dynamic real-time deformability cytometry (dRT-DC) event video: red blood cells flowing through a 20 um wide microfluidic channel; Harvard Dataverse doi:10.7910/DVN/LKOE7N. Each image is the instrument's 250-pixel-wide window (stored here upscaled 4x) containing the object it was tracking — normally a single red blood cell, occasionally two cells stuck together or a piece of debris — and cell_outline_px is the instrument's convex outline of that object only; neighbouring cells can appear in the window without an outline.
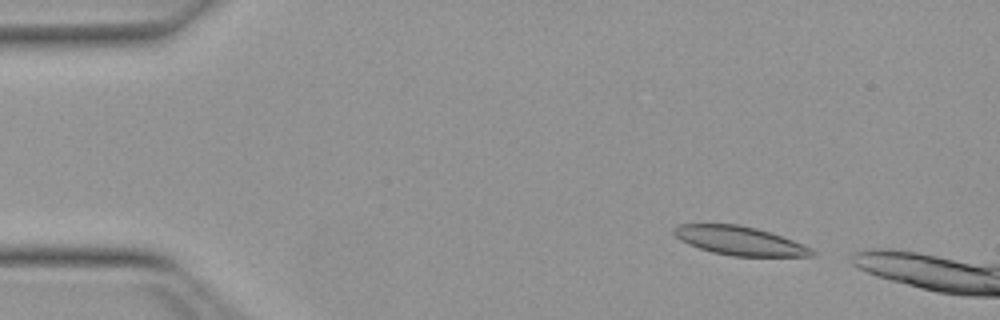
{"species": "Egyptian fruit bat (a non-hibernating species)", "species_latin": "Rousettus aegyptiacus", "temperature_condition": "warm", "stored_images_in_passage": 48, "camera_frame_rate_fps": 3000, "um_per_image_px": 0.085, "animal": {"sex": "female"}, "frame": {"image": 1, "passage_image": 2, "time_ms": 0.333, "image_size_px": [1000, 320], "cell_outline_px": [[820, 256], [732, 256], [712, 252], [688, 244], [680, 240], [672, 232], [672, 228], [680, 224], [736, 224], [756, 228], [792, 240], [812, 248]], "centroid_in_image_um": [62.87, 20.47], "position_along_channel_um": 22.1, "area_um2": 23.06}}
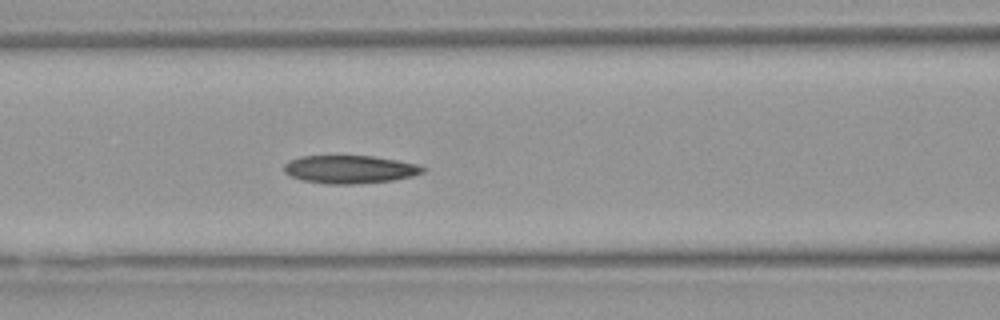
{"frame": {"image": 2, "passage_image": 17, "time_ms": 5.333, "image_size_px": [1000, 320], "cell_outline_px": [[428, 168], [424, 172], [412, 176], [392, 180], [352, 184], [324, 184], [304, 180], [292, 176], [284, 172], [284, 164], [288, 160], [300, 156], [372, 156], [396, 160], [416, 164]], "centroid_in_image_um": [29.72, 14.39], "position_along_channel_um": 136.9, "area_um2": 22.6}}
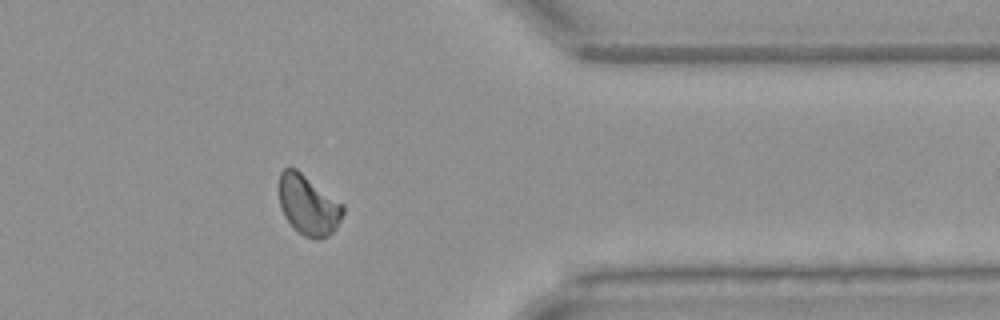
{"frame": {"image": 3, "passage_image": 37, "time_ms": 12.0, "image_size_px": [1000, 320], "cell_outline_px": [[344, 212], [336, 228], [328, 236], [316, 240], [304, 236], [284, 216], [280, 208], [280, 172], [284, 168], [296, 168], [344, 204]], "centroid_in_image_um": [26.23, 17.42], "position_along_channel_um": 385.2, "area_um2": 22.2}}